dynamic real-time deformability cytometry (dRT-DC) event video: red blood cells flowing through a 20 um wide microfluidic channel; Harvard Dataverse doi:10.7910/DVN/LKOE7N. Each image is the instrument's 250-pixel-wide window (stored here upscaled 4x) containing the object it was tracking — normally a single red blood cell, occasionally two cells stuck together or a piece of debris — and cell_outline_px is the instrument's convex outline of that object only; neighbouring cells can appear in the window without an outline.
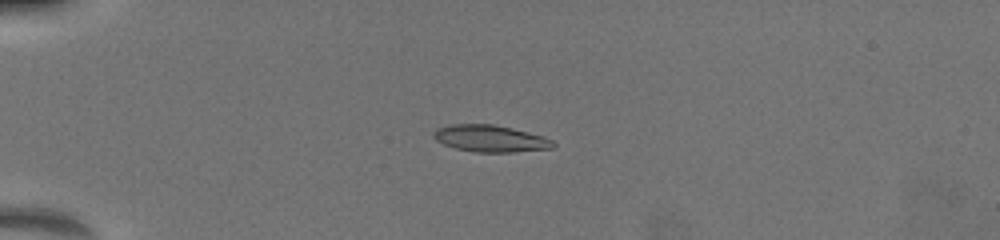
{"species": "common noctule bat (a hibernating species)", "species_latin": "Nyctalus noctula", "temperature_condition": "warm", "stored_images_in_passage": 27, "camera_frame_rate_fps": 3000, "um_per_image_px": 0.085, "animal": {"sex": "female", "body_mass_g": 19.5, "forearm_length_mm": 54.1}, "frame": {"image": 1, "passage_image": 21, "time_ms": 5.333, "image_size_px": [1000, 240], "cell_outline_px": [[556, 144], [552, 148], [512, 152], [476, 152], [456, 148], [444, 144], [436, 140], [432, 136], [432, 132], [440, 128], [452, 124], [492, 124], [512, 128], [544, 136], [552, 140]], "centroid_in_image_um": [41.69, 11.77], "position_along_channel_um": 43.3, "area_um2": 18.55}}